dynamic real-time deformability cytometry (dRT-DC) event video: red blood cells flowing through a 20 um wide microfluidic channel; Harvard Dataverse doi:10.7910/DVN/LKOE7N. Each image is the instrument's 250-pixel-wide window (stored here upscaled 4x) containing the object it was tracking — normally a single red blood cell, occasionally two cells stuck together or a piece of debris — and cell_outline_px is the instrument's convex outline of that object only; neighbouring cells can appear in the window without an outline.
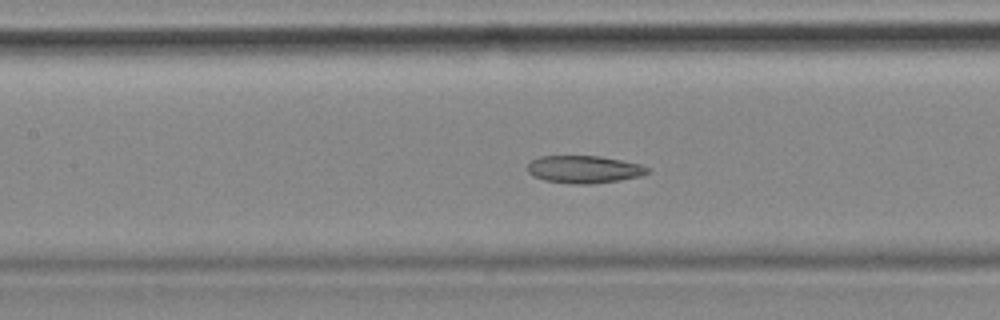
{"species": "common noctule bat (a hibernating species)", "species_latin": "Nyctalus noctula", "temperature_condition": "cold", "stored_images_in_passage": 55, "camera_frame_rate_fps": 3000, "um_per_image_px": 0.085, "animal": {"sex": "female", "body_mass_g": 18.4}, "frame": {"image": 1, "passage_image": 24, "time_ms": 7.667, "image_size_px": [1000, 320], "cell_outline_px": [[648, 172], [640, 176], [620, 180], [592, 184], [576, 184], [544, 180], [532, 176], [528, 172], [528, 164], [532, 160], [540, 156], [600, 156], [640, 164], [648, 168]], "centroid_in_image_um": [49.62, 14.4], "position_along_channel_um": 157.8, "area_um2": 19.13}, "authors_computed_cell_mechanics": {"area_um2": 21.5016, "velocity_mm_per_s": 3.5131, "shape_relaxation_time_tau1_ms": null, "shape_relaxation_time_tau2_ms": 6.1825, "deformation_change_tau1": null, "deformation_change_tau2": 0.1308}}